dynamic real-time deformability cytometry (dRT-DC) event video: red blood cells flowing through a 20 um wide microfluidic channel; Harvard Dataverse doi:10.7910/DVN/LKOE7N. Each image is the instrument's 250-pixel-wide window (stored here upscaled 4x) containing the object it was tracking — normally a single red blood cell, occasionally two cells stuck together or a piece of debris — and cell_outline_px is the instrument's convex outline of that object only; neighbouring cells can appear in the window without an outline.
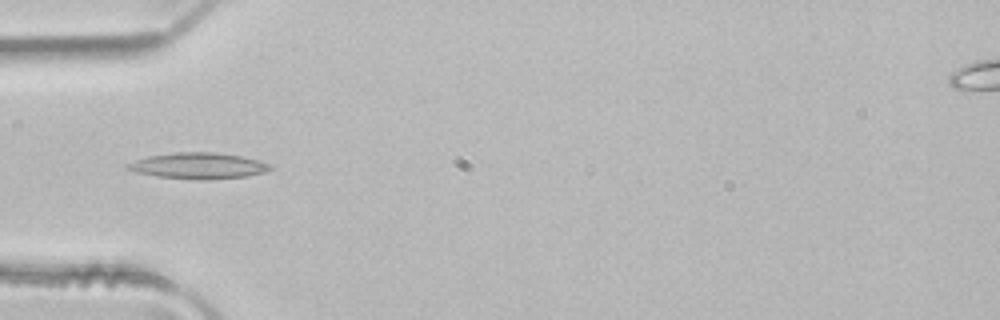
{"species": "common noctule bat (a hibernating species)", "species_latin": "Nyctalus noctula", "temperature_condition": "room temperature", "stored_images_in_passage": 4, "camera_frame_rate_fps": 3000, "um_per_image_px": 0.085, "animal": {"sex": "male", "body_mass_g": 21.5, "forearm_length_mm": 52.0}, "frame": {"image": 1, "passage_image": 4, "time_ms": 1.0, "image_size_px": [1000, 320], "cell_outline_px": [[272, 168], [264, 172], [244, 176], [208, 180], [200, 180], [156, 176], [136, 172], [124, 168], [124, 164], [148, 156], [176, 152], [216, 152], [240, 156], [272, 164]], "centroid_in_image_um": [16.81, 14.09], "position_along_channel_um": 68.2, "area_um2": 21.62}}